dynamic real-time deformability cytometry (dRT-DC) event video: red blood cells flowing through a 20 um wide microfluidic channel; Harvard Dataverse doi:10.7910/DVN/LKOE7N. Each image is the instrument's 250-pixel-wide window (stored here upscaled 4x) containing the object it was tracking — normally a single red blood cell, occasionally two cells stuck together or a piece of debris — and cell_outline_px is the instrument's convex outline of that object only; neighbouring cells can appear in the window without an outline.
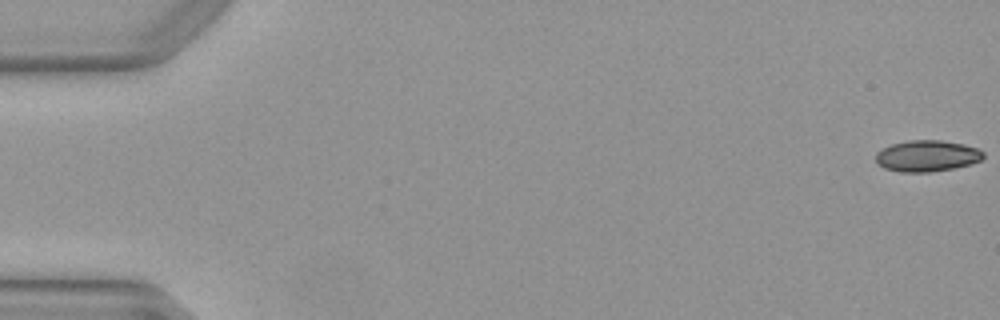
{"species": "Egyptian fruit bat (a non-hibernating species)", "species_latin": "Rousettus aegyptiacus", "temperature_condition": "warm", "stored_images_in_passage": 10, "camera_frame_rate_fps": 3000, "um_per_image_px": 0.085, "animal": {"sex": "female"}, "frame": {"image": 1, "passage_image": 1, "time_ms": 0.0, "image_size_px": [1000, 320], "cell_outline_px": [[984, 156], [980, 160], [972, 164], [932, 172], [900, 172], [884, 168], [876, 160], [876, 152], [892, 144], [908, 140], [940, 140], [964, 144], [980, 148], [984, 152]], "centroid_in_image_um": [78.83, 13.25], "position_along_channel_um": 6.2, "area_um2": 19.65}}